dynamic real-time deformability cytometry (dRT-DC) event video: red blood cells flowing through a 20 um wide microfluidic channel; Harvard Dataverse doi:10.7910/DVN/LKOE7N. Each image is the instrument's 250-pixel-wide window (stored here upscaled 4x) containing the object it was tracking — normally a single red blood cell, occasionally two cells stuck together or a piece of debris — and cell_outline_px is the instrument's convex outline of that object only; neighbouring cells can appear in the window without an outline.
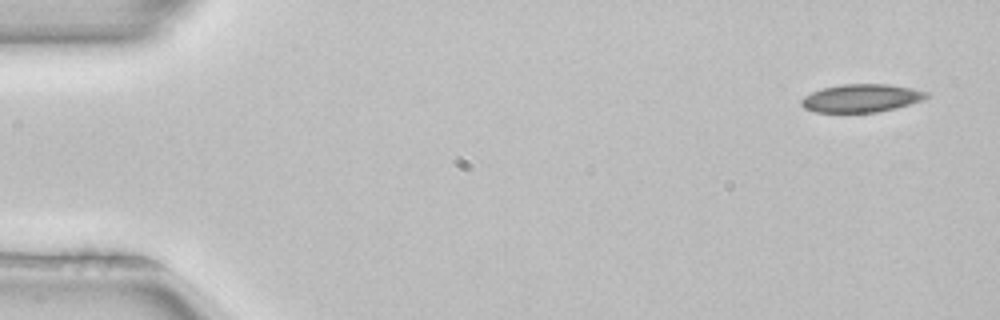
{"species": "common noctule bat (a hibernating species)", "species_latin": "Nyctalus noctula", "temperature_condition": "room temperature", "stored_images_in_passage": 3, "camera_frame_rate_fps": 3000, "um_per_image_px": 0.085, "animal": {"sex": "female", "body_mass_g": 22.7, "forearm_length_mm": 54.2}, "frame": {"image": 1, "passage_image": 1, "time_ms": 0.0, "image_size_px": [1000, 320], "cell_outline_px": [[928, 96], [924, 100], [896, 108], [876, 112], [816, 112], [804, 108], [800, 104], [800, 100], [804, 96], [812, 92], [824, 88], [840, 84], [888, 84], [912, 88], [928, 92]], "centroid_in_image_um": [73.22, 8.34], "position_along_channel_um": 11.8, "area_um2": 20.46}}